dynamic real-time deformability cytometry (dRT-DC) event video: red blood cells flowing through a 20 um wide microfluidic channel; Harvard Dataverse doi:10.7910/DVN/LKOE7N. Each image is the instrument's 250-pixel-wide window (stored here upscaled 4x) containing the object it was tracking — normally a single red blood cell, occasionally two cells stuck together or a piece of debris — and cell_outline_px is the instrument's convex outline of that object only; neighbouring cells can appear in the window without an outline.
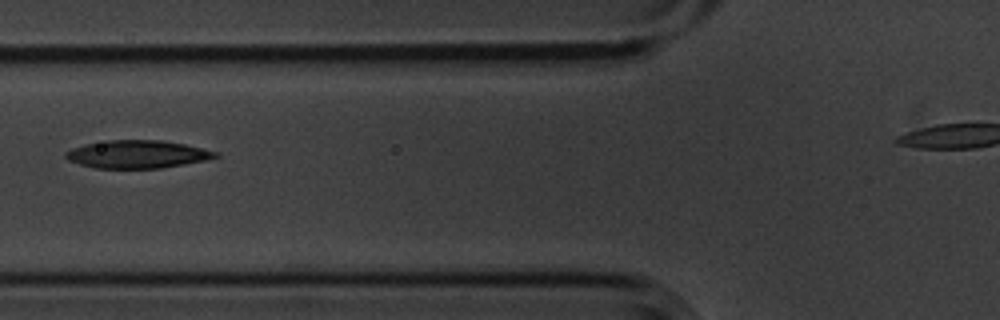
{"species": "common noctule bat (a hibernating species)", "species_latin": "Nyctalus noctula", "temperature_condition": "cold", "stored_images_in_passage": 5, "segment_of_instrument_passage": [1, 2], "camera_frame_rate_fps": 3000, "um_per_image_px": 0.085, "animal": {"sex": "male", "body_mass_g": 20.1, "forearm_length_mm": 53.5}, "frame": {"image": 1, "passage_image": 3, "time_ms": 0.667, "image_size_px": [1000, 320], "cell_outline_px": [[220, 156], [204, 160], [184, 164], [160, 168], [96, 168], [80, 164], [68, 160], [64, 156], [64, 152], [72, 148], [84, 144], [108, 140], [160, 140], [184, 144], [220, 152]], "centroid_in_image_um": [11.66, 13.11], "position_along_channel_um": 114.1, "area_um2": 24.28}}
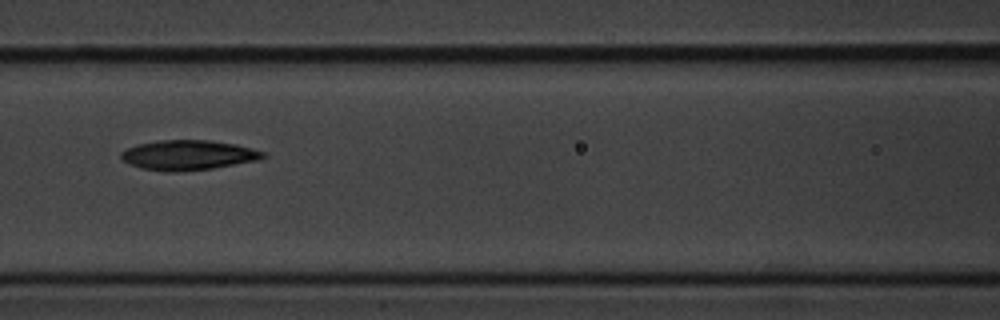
{"frame": {"image": 2, "passage_image": 4, "time_ms": 1.0, "image_size_px": [1000, 320], "cell_outline_px": [[268, 156], [256, 160], [212, 168], [172, 172], [168, 172], [140, 168], [128, 164], [120, 156], [120, 152], [136, 144], [160, 140], [208, 140], [236, 144], [252, 148], [264, 152]], "centroid_in_image_um": [15.97, 13.18], "position_along_channel_um": 150.6, "area_um2": 24.62}}